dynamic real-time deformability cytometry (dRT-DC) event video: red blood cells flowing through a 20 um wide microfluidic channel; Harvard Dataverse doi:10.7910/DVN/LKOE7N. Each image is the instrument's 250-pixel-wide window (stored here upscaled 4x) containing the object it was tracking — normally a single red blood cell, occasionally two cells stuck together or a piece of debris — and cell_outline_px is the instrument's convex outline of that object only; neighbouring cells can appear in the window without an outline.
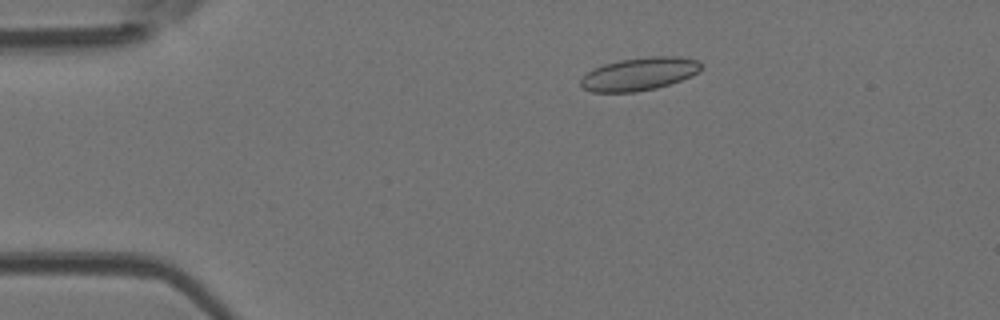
{"species": "Egyptian fruit bat (a non-hibernating species)", "species_latin": "Rousettus aegyptiacus", "temperature_condition": "room temperature", "stored_images_in_passage": 40, "camera_frame_rate_fps": 3000, "um_per_image_px": 0.085, "animal": {"sex": "female"}, "frame": {"image": 1, "passage_image": 10, "time_ms": 3.0, "image_size_px": [1000, 320], "cell_outline_px": [[704, 68], [700, 72], [692, 76], [656, 88], [636, 92], [592, 92], [584, 88], [580, 84], [580, 80], [588, 72], [604, 64], [620, 60], [652, 56], [672, 56], [696, 60], [704, 64]], "centroid_in_image_um": [54.39, 6.29], "position_along_channel_um": 30.6, "area_um2": 23.0}}
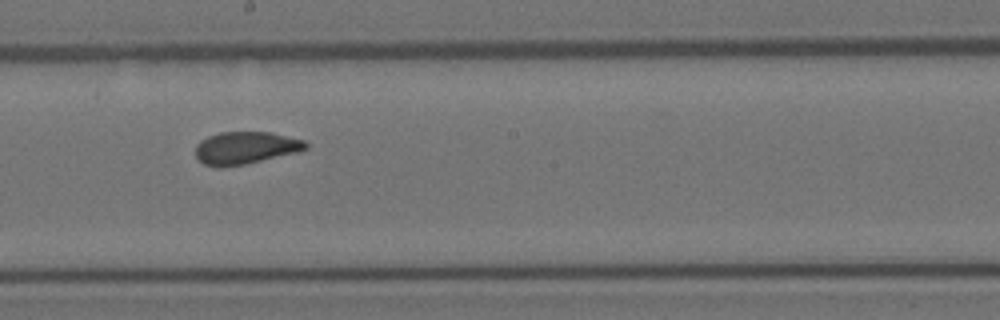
{"frame": {"image": 2, "passage_image": 29, "time_ms": 9.333, "image_size_px": [1000, 320], "cell_outline_px": [[308, 148], [296, 152], [244, 164], [220, 168], [216, 168], [204, 164], [196, 156], [196, 144], [200, 140], [208, 136], [220, 132], [272, 132], [304, 140], [308, 144]], "centroid_in_image_um": [20.84, 12.56], "position_along_channel_um": 227.4, "area_um2": 20.81}}
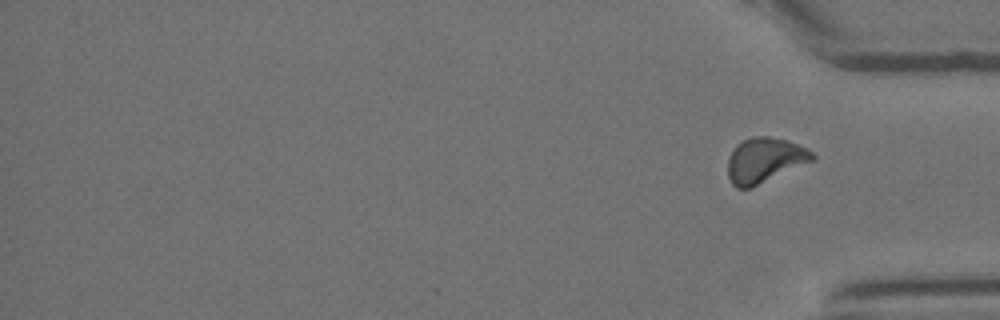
{"frame": {"image": 3, "passage_image": 40, "time_ms": 13.0, "image_size_px": [1000, 320], "cell_outline_px": [[816, 160], [752, 188], [736, 188], [732, 184], [728, 176], [728, 156], [736, 144], [752, 136], [768, 136], [788, 140], [808, 148], [816, 156]], "centroid_in_image_um": [65.02, 13.62], "position_along_channel_um": 370.2, "area_um2": 22.66}, "authors_computed_cell_mechanics": {"area_um2": 21.6172, "velocity_mm_per_s": 3.9383, "shape_relaxation_time_tau1_ms": null, "shape_relaxation_time_tau2_ms": 1.2935, "deformation_change_tau1": null, "deformation_change_tau2": 0.0521}}